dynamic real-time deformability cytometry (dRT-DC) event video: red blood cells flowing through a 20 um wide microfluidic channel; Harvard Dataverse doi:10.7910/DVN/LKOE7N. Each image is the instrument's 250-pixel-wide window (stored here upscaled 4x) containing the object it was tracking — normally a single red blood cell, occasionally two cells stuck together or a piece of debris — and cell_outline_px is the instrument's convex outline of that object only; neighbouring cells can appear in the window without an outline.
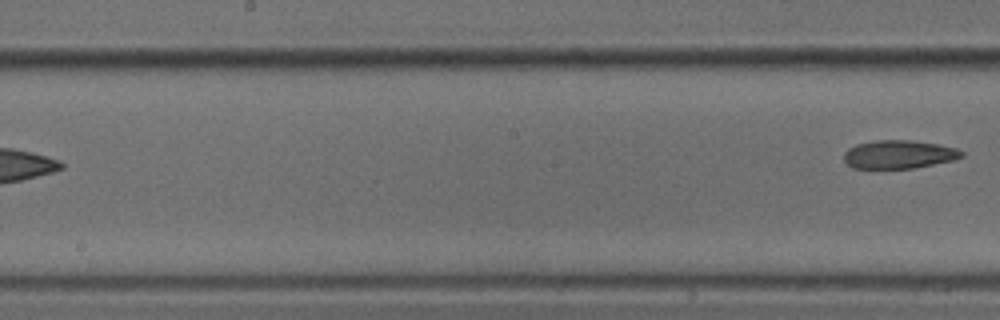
{"species": "common noctule bat (a hibernating species)", "species_latin": "Nyctalus noctula", "temperature_condition": "cold", "stored_images_in_passage": 8, "segment_of_instrument_passage": [2, 2], "camera_frame_rate_fps": 3000, "um_per_image_px": 0.085, "animal": {"sex": "male", "body_mass_g": 18.8}, "frame": {"image": 1, "passage_image": 8, "time_ms": 2.333, "image_size_px": [1000, 320], "cell_outline_px": [[964, 156], [956, 160], [912, 168], [852, 168], [844, 160], [844, 152], [848, 148], [856, 144], [876, 140], [908, 140], [940, 144], [956, 148], [964, 152]], "centroid_in_image_um": [76.43, 13.12], "position_along_channel_um": 171.8, "area_um2": 19.54}}